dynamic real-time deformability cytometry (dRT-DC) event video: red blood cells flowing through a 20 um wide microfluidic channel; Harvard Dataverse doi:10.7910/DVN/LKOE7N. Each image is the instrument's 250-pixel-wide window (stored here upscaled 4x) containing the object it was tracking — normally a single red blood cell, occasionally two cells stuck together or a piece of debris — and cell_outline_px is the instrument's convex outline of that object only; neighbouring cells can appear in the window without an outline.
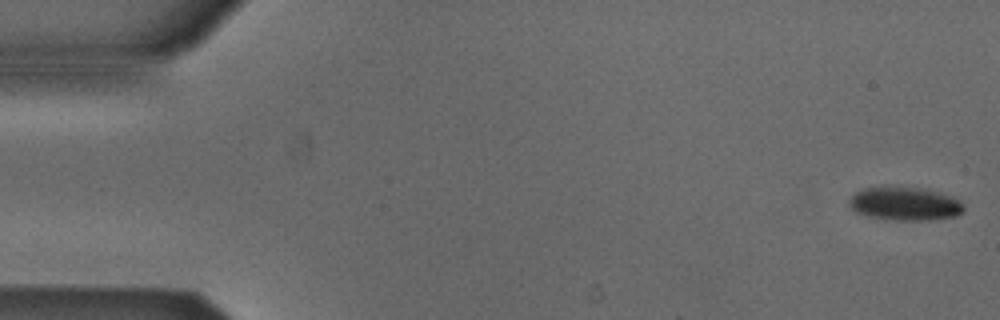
{"species": "Egyptian fruit bat (a non-hibernating species)", "species_latin": "Rousettus aegyptiacus", "temperature_condition": "cold", "stored_images_in_passage": 53, "camera_frame_rate_fps": 3000, "um_per_image_px": 0.085, "animal": {"sex": "male"}, "frame": {"image": 1, "passage_image": 1, "time_ms": 0.0, "image_size_px": [1000, 320], "cell_outline_px": [[964, 212], [956, 216], [932, 220], [896, 220], [868, 216], [856, 212], [848, 204], [848, 200], [856, 192], [864, 188], [884, 184], [920, 188], [952, 196], [960, 200], [964, 204]], "centroid_in_image_um": [76.91, 17.29], "position_along_channel_um": 8.1, "area_um2": 22.83}}
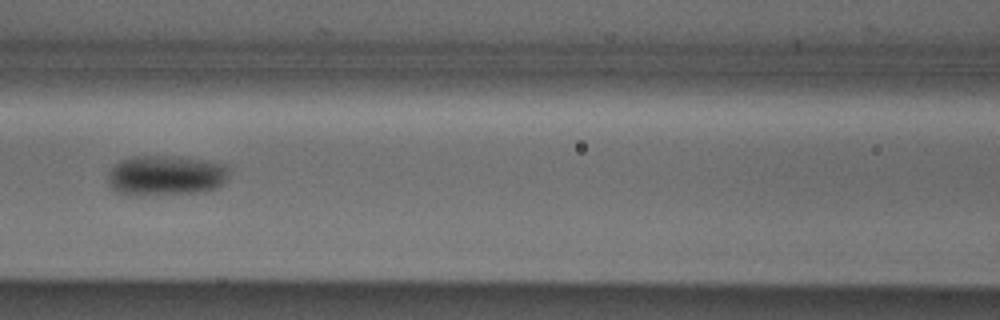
{"frame": {"image": 2, "passage_image": 23, "time_ms": 7.333, "image_size_px": [1000, 320], "cell_outline_px": [[228, 176], [224, 184], [216, 188], [204, 192], [140, 196], [132, 196], [116, 192], [108, 184], [108, 172], [112, 164], [120, 160], [132, 156], [180, 156], [204, 160], [224, 164], [228, 168]], "centroid_in_image_um": [14.05, 14.92], "position_along_channel_um": 152.5, "area_um2": 29.13}}
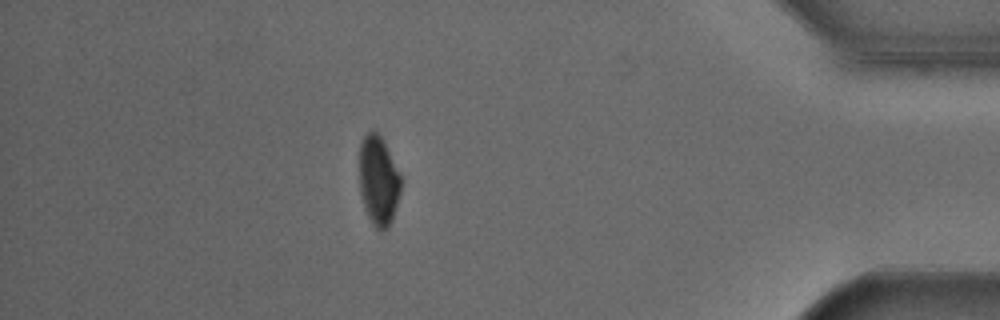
{"frame": {"image": 3, "passage_image": 46, "time_ms": 15.0, "image_size_px": [1000, 320], "cell_outline_px": [[400, 192], [392, 220], [388, 228], [380, 232], [372, 224], [364, 208], [360, 192], [360, 144], [364, 136], [372, 128], [380, 136], [400, 176]], "centroid_in_image_um": [32.15, 15.4], "position_along_channel_um": 403.1, "area_um2": 21.27}}